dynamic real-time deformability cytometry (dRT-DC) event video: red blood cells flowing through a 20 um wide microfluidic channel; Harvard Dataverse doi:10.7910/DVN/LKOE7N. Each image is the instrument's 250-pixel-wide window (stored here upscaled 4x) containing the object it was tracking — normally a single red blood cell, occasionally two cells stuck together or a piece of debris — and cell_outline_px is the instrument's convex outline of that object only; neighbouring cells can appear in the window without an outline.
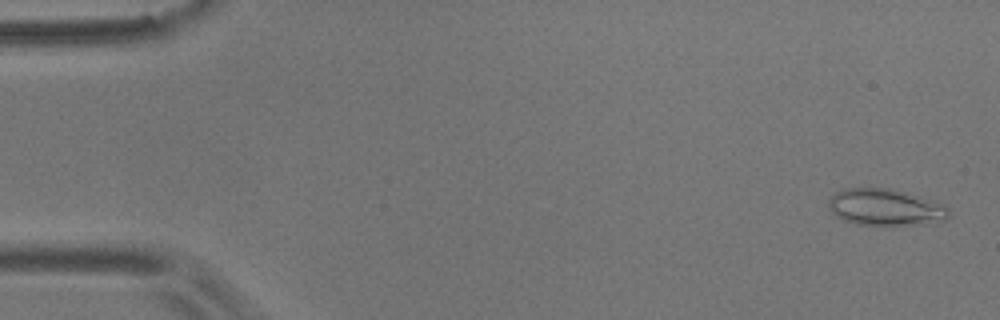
{"species": "common noctule bat (a hibernating species)", "species_latin": "Nyctalus noctula", "temperature_condition": "room temperature", "stored_images_in_passage": 5, "camera_frame_rate_fps": 3000, "um_per_image_px": 0.085, "animal": {"sex": "male", "body_mass_g": 17.9}, "frame": {"image": 1, "passage_image": 1, "time_ms": 0.0, "image_size_px": [1000, 320], "cell_outline_px": [[948, 216], [944, 220], [936, 224], [856, 224], [844, 220], [836, 216], [828, 208], [828, 200], [836, 192], [844, 188], [892, 188], [936, 200], [944, 204], [948, 208]], "centroid_in_image_um": [75.29, 17.6], "position_along_channel_um": 9.7, "area_um2": 25.89}}